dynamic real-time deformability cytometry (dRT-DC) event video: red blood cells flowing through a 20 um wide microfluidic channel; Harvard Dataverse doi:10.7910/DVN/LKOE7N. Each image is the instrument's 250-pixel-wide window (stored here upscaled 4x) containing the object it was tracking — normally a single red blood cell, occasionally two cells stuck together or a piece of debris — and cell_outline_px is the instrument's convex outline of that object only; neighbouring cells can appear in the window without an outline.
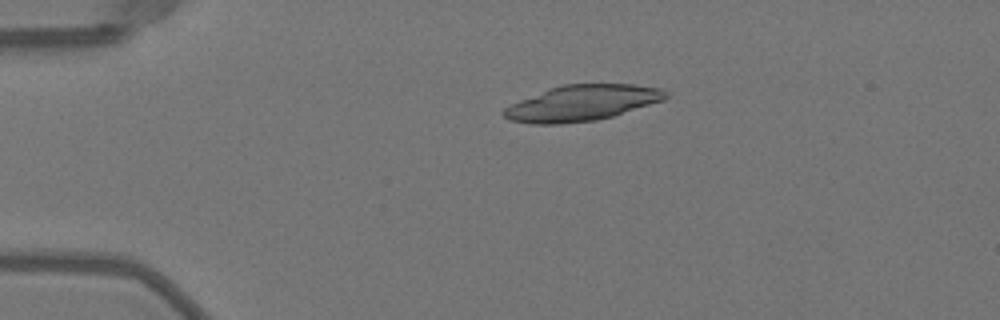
{"species": "Egyptian fruit bat (a non-hibernating species)", "species_latin": "Rousettus aegyptiacus", "temperature_condition": "warm", "stored_images_in_passage": 50, "camera_frame_rate_fps": 3000, "um_per_image_px": 0.085, "animal": {"sex": "female"}, "frame": {"image": 1, "passage_image": 11, "time_ms": 3.333, "image_size_px": [1000, 320], "cell_outline_px": [[668, 96], [664, 100], [612, 116], [596, 120], [560, 124], [528, 124], [508, 120], [500, 112], [504, 108], [520, 100], [548, 88], [564, 84], [636, 84], [660, 88], [668, 92]], "centroid_in_image_um": [49.44, 8.76], "position_along_channel_um": 35.6, "area_um2": 33.81}}